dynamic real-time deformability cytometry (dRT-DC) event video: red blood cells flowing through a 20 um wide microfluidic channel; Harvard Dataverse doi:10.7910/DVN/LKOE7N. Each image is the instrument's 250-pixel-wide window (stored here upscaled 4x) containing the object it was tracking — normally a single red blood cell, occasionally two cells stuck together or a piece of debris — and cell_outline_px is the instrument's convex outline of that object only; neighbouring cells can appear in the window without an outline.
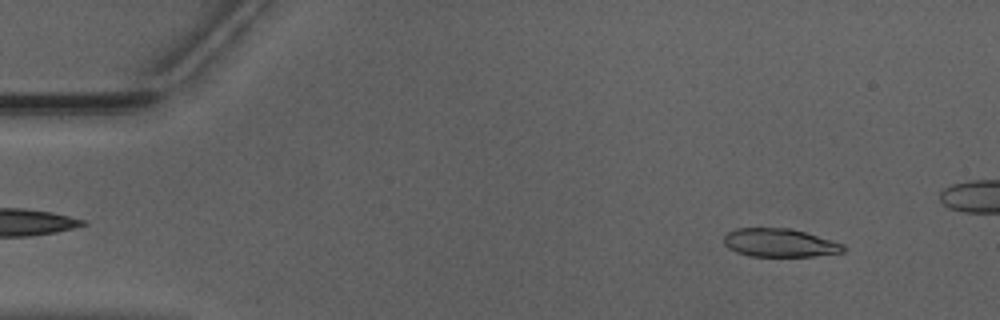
{"species": "Egyptian fruit bat (a non-hibernating species)", "species_latin": "Rousettus aegyptiacus", "temperature_condition": "warm", "stored_images_in_passage": 46, "camera_frame_rate_fps": 3000, "um_per_image_px": 0.085, "animal": {"sex": "male"}, "frame": {"image": 1, "passage_image": 5, "time_ms": 1.333, "image_size_px": [1000, 320], "cell_outline_px": [[848, 248], [844, 252], [812, 256], [752, 256], [736, 252], [728, 248], [724, 244], [724, 236], [728, 232], [736, 228], [792, 228], [832, 240], [844, 244]], "centroid_in_image_um": [66.29, 20.63], "position_along_channel_um": 18.7, "area_um2": 19.83}}
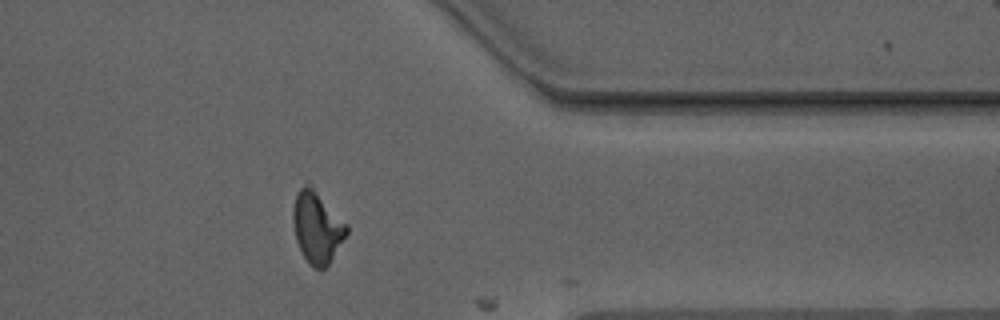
{"frame": {"image": 2, "passage_image": 41, "time_ms": 13.333, "image_size_px": [1000, 320], "cell_outline_px": [[348, 232], [328, 264], [324, 268], [316, 268], [304, 256], [296, 240], [292, 216], [292, 212], [296, 196], [300, 188], [308, 180], [348, 224]], "centroid_in_image_um": [26.96, 19.23], "position_along_channel_um": 384.4, "area_um2": 22.2}}